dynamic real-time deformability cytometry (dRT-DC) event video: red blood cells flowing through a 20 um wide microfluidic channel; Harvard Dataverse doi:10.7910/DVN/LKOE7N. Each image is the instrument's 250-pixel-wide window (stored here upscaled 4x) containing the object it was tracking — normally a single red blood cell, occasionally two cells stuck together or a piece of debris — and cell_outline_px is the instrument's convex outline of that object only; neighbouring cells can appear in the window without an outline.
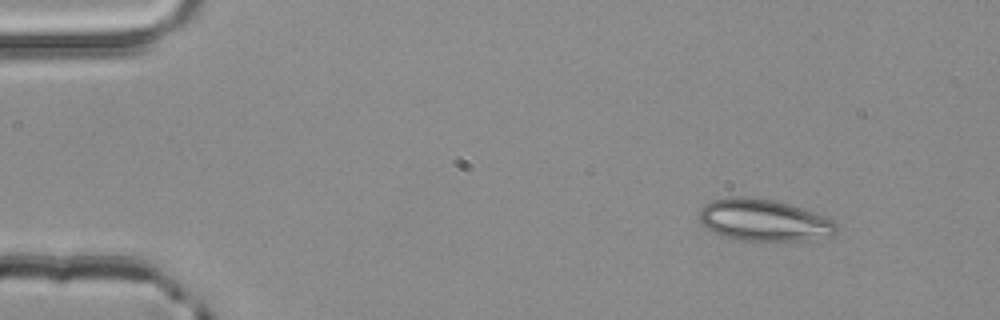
{"species": "common noctule bat (a hibernating species)", "species_latin": "Nyctalus noctula", "temperature_condition": "room temperature", "stored_images_in_passage": 3, "camera_frame_rate_fps": 3000, "um_per_image_px": 0.085, "animal": {"sex": "male", "body_mass_g": 20.4}, "frame": {"image": 1, "passage_image": 1, "time_ms": 0.0, "image_size_px": [1000, 320], "cell_outline_px": [[840, 224], [836, 232], [832, 236], [808, 240], [752, 244], [724, 236], [704, 228], [700, 220], [700, 208], [704, 204], [712, 200], [728, 196], [748, 196], [772, 200], [788, 204], [812, 212], [832, 220]], "centroid_in_image_um": [64.91, 18.76], "position_along_channel_um": 20.1, "area_um2": 34.45}}